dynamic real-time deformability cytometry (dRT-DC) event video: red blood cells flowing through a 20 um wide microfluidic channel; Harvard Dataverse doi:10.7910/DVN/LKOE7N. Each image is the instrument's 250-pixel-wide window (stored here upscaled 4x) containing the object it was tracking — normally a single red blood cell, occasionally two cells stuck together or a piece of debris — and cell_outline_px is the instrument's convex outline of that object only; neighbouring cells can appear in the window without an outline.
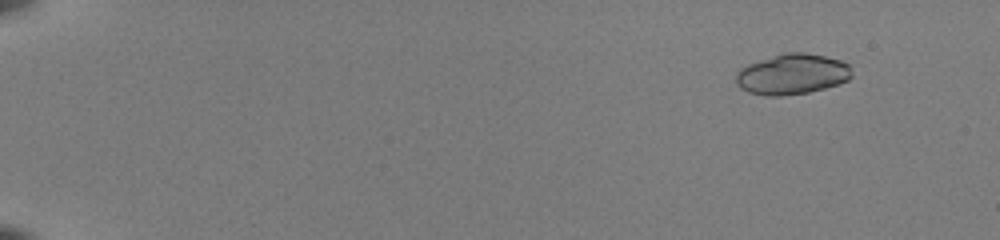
{"species": "common noctule bat (a hibernating species)", "species_latin": "Nyctalus noctula", "temperature_condition": "room temperature", "stored_images_in_passage": 54, "camera_frame_rate_fps": 3000, "um_per_image_px": 0.085, "animal": {"sex": "female", "body_mass_g": 22.0, "forearm_length_mm": 56.7}, "frame": {"image": 1, "passage_image": 7, "time_ms": 2.0, "image_size_px": [1000, 240], "cell_outline_px": [[852, 76], [848, 80], [840, 84], [808, 92], [780, 96], [764, 96], [748, 92], [740, 88], [736, 84], [736, 72], [740, 68], [748, 64], [784, 52], [804, 52], [824, 56], [840, 60], [852, 64]], "centroid_in_image_um": [67.35, 6.3], "position_along_channel_um": 17.6, "area_um2": 27.69}}
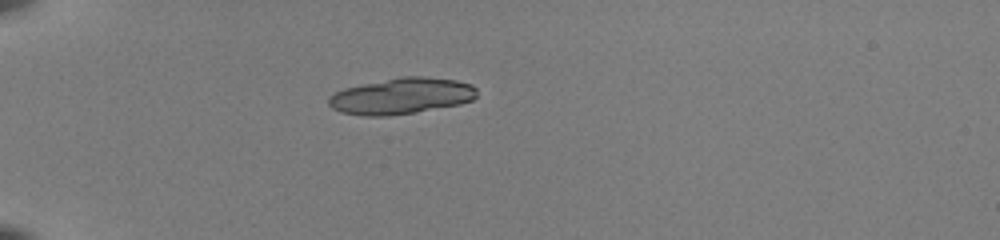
{"frame": {"image": 2, "passage_image": 19, "time_ms": 6.0, "image_size_px": [1000, 240], "cell_outline_px": [[476, 96], [472, 100], [460, 104], [416, 112], [388, 116], [364, 116], [340, 112], [332, 108], [328, 104], [328, 96], [344, 88], [400, 76], [424, 76], [456, 80], [472, 84], [476, 88]], "centroid_in_image_um": [34.11, 8.16], "position_along_channel_um": 50.9, "area_um2": 31.39}, "authors_computed_cell_mechanics": {"area_um2": 27.3105, "velocity_mm_per_s": 4.0133, "shape_relaxation_time_tau1_ms": 1.9261, "shape_relaxation_time_tau2_ms": 1.2659, "deformation_change_tau1": 0.3226, "deformation_change_tau2": 0.0654}}